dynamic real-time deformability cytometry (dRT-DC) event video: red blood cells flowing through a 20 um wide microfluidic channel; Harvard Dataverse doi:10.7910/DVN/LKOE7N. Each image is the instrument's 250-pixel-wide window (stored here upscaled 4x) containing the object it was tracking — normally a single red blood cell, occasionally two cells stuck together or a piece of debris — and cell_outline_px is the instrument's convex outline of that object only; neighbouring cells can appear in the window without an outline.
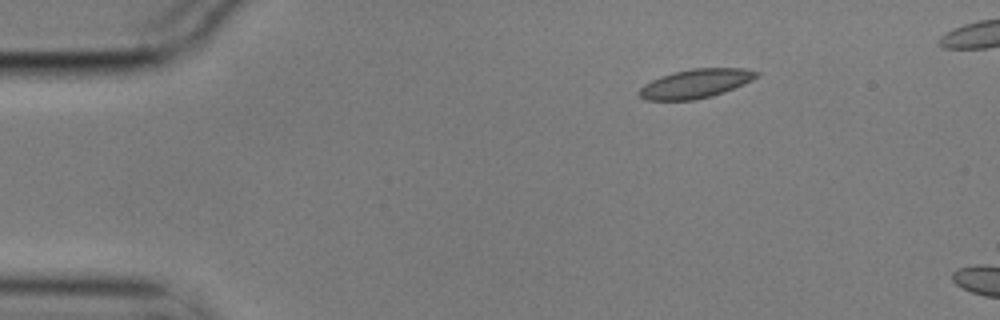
{"species": "common noctule bat (a hibernating species)", "species_latin": "Nyctalus noctula", "temperature_condition": "cold", "stored_images_in_passage": 4, "camera_frame_rate_fps": 3000, "um_per_image_px": 0.085, "animal": {"sex": "male", "body_mass_g": 17.9}, "frame": {"image": 1, "passage_image": 1, "time_ms": 0.0, "image_size_px": [1000, 320], "cell_outline_px": [[760, 76], [744, 84], [724, 92], [712, 96], [696, 100], [644, 100], [636, 92], [644, 84], [660, 76], [672, 72], [692, 68], [744, 68], [760, 72]], "centroid_in_image_um": [59.13, 7.1], "position_along_channel_um": 25.9, "area_um2": 20.06}}